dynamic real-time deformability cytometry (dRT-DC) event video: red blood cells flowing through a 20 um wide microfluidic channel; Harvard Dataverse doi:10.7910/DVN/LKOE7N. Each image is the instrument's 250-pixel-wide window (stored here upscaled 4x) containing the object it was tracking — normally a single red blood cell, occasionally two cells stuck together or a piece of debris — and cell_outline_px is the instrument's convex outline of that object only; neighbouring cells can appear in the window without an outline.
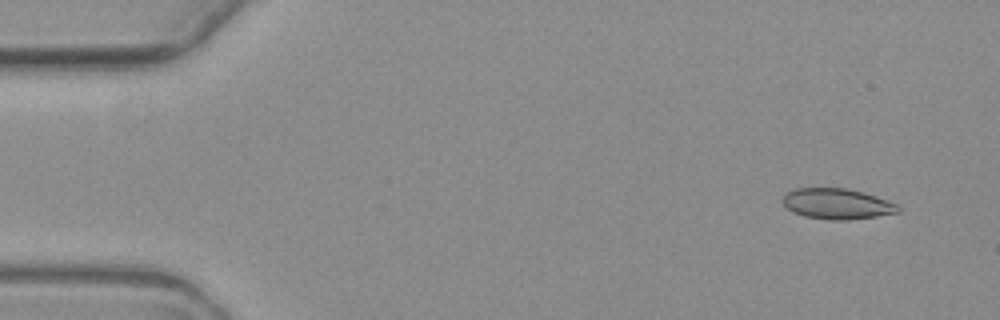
{"species": "common noctule bat (a hibernating species)", "species_latin": "Nyctalus noctula", "temperature_condition": "warm", "stored_images_in_passage": 6, "segment_of_instrument_passage": [1, 2], "camera_frame_rate_fps": 3000, "um_per_image_px": 0.085, "animal": {"sex": "female", "body_mass_g": 19.3, "forearm_length_mm": 54.1}, "frame": {"image": 1, "passage_image": 2, "time_ms": 1.0, "image_size_px": [1000, 320], "cell_outline_px": [[900, 212], [876, 216], [848, 220], [828, 220], [804, 216], [792, 212], [780, 200], [784, 192], [796, 188], [848, 188], [876, 196], [896, 204], [900, 208]], "centroid_in_image_um": [71.09, 17.32], "position_along_channel_um": 13.9, "area_um2": 20.75}}